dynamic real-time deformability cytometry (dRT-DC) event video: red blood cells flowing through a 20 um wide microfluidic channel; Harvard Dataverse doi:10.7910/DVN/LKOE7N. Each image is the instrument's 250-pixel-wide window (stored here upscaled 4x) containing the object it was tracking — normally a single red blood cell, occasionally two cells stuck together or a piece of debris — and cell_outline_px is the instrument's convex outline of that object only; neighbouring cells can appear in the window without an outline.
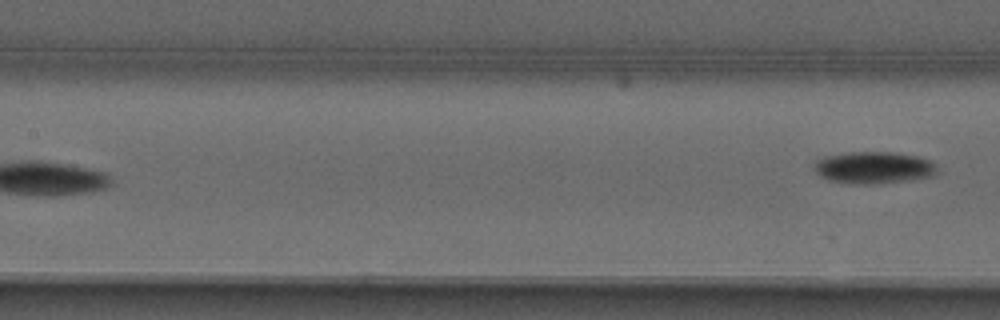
{"species": "common noctule bat (a hibernating species)", "species_latin": "Nyctalus noctula", "temperature_condition": "warm", "stored_images_in_passage": 7, "segment_of_instrument_passage": [2, 2], "camera_frame_rate_fps": 3000, "um_per_image_px": 0.085, "animal": {"sex": "male", "forearm_length_mm": 52.5}, "frame": {"image": 1, "passage_image": 7, "time_ms": 2.0, "image_size_px": [1000, 320], "cell_outline_px": [[936, 172], [932, 176], [908, 180], [868, 184], [848, 184], [828, 180], [820, 176], [812, 168], [816, 160], [824, 156], [852, 152], [892, 152], [916, 156], [928, 160], [936, 168]], "centroid_in_image_um": [74.18, 14.25], "position_along_channel_um": 133.2, "area_um2": 22.77}}